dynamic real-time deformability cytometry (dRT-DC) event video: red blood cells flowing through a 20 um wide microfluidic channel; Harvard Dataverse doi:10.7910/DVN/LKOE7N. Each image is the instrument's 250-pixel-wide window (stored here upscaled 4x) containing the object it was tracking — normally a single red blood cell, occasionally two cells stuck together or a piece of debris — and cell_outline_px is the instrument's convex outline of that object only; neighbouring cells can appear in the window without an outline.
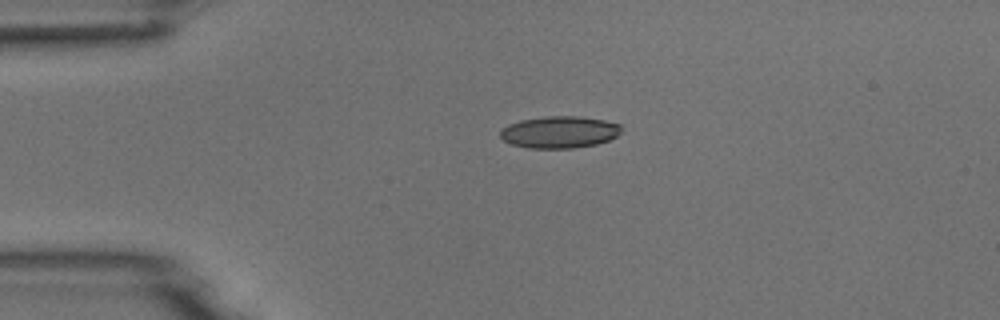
{"species": "common noctule bat (a hibernating species)", "species_latin": "Nyctalus noctula", "temperature_condition": "room temperature", "stored_images_in_passage": 2, "camera_frame_rate_fps": 3000, "um_per_image_px": 0.085, "animal": {"sex": "male", "body_mass_g": 18.8}, "frame": {"image": 1, "passage_image": 1, "time_ms": 0.0, "image_size_px": [1000, 320], "cell_outline_px": [[620, 132], [616, 136], [608, 140], [596, 144], [572, 148], [528, 148], [512, 144], [504, 140], [500, 136], [500, 132], [508, 124], [520, 120], [544, 116], [580, 116], [604, 120], [620, 124]], "centroid_in_image_um": [47.54, 11.22], "position_along_channel_um": 37.5, "area_um2": 22.43}}